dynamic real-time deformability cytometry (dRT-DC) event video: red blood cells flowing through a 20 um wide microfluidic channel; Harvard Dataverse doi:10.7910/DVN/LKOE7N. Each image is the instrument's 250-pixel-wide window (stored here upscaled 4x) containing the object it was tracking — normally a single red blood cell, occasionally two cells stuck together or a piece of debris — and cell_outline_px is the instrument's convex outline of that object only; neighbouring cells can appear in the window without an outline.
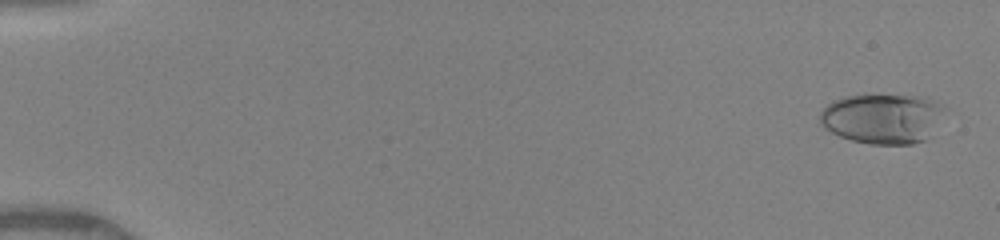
{"species": "human", "species_latin": "Homo sapiens", "temperature_condition": "warm", "stored_images_in_passage": 50, "camera_frame_rate_fps": 3000, "um_per_image_px": 0.085, "donor": {"sex": "female"}, "frame": {"image": 1, "passage_image": 2, "time_ms": 0.333, "image_size_px": [1000, 240], "cell_outline_px": [[944, 108], [924, 140], [912, 144], [868, 144], [852, 140], [840, 136], [824, 128], [820, 124], [820, 112], [832, 100], [844, 96], [864, 92], [928, 96]], "centroid_in_image_um": [74.92, 10.01], "position_along_channel_um": 10.1, "area_um2": 36.76}}
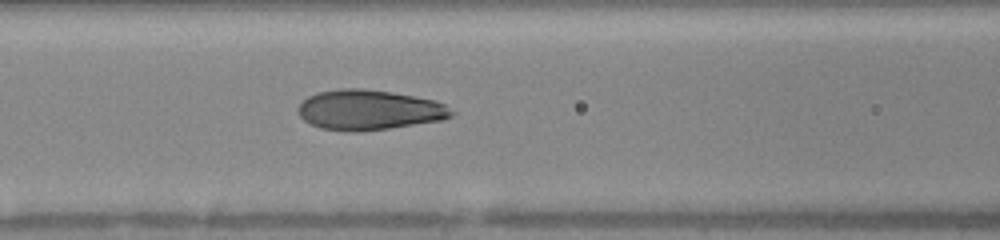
{"frame": {"image": 2, "passage_image": 23, "time_ms": 7.333, "image_size_px": [1000, 240], "cell_outline_px": [[456, 112], [452, 116], [444, 120], [388, 128], [356, 132], [352, 132], [320, 128], [304, 120], [296, 112], [296, 108], [308, 96], [316, 92], [340, 88], [360, 88], [392, 92], [436, 100], [444, 104]], "centroid_in_image_um": [31.37, 9.34], "position_along_channel_um": 135.2, "area_um2": 36.07}}
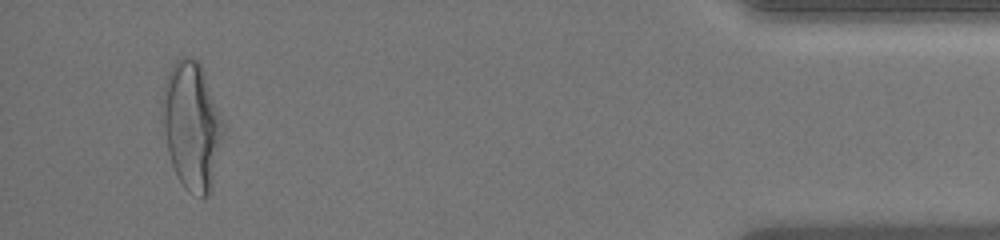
{"frame": {"image": 3, "passage_image": 48, "time_ms": 15.667, "image_size_px": [1000, 240], "cell_outline_px": [[224, 132], [212, 192], [204, 196], [200, 196], [188, 192], [184, 188], [172, 164], [168, 152], [164, 132], [160, 96], [168, 72], [172, 64], [180, 56], [192, 56], [200, 60], [224, 120]], "centroid_in_image_um": [16.32, 10.63], "position_along_channel_um": 418.9, "area_um2": 46.36}, "authors_computed_cell_mechanics": {"area_um2": 35.9516, "velocity_mm_per_s": 4.1124, "shape_relaxation_time_tau1_ms": 5.3078, "shape_relaxation_time_tau2_ms": 0.7426, "deformation_change_tau1": 0.2209, "deformation_change_tau2": 0.0742}}